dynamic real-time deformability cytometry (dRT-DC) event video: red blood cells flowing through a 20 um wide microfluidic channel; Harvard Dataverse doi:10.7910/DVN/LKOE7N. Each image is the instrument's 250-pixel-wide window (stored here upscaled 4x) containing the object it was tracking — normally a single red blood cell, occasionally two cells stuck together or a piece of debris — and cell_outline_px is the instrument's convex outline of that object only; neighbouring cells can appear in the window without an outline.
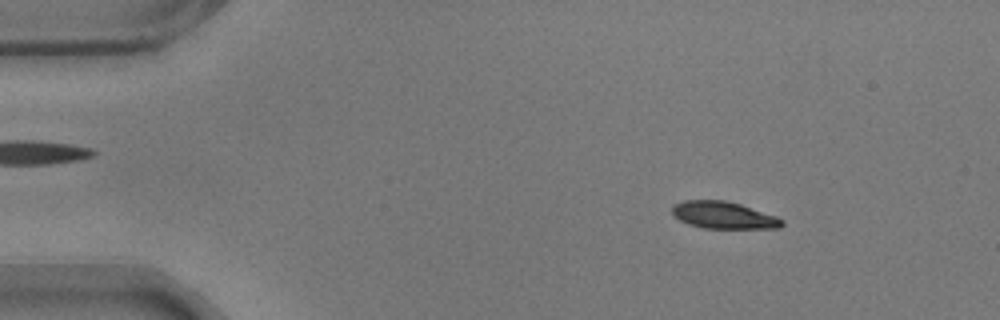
{"species": "common noctule bat (a hibernating species)", "species_latin": "Nyctalus noctula", "temperature_condition": "warm", "stored_images_in_passage": 57, "camera_frame_rate_fps": 3000, "um_per_image_px": 0.085, "animal": {"sex": "male", "body_mass_g": 17.9}, "frame": {"image": 1, "passage_image": 8, "time_ms": 2.333, "image_size_px": [1000, 320], "cell_outline_px": [[784, 224], [780, 228], [704, 228], [688, 224], [672, 216], [672, 204], [684, 200], [724, 200], [740, 204], [776, 216], [784, 220]], "centroid_in_image_um": [61.47, 18.29], "position_along_channel_um": 23.5, "area_um2": 17.4}}
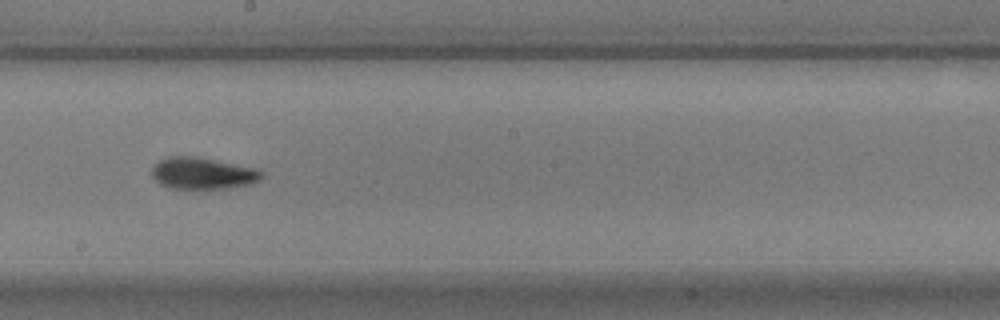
{"frame": {"image": 2, "passage_image": 32, "time_ms": 10.333, "image_size_px": [1000, 320], "cell_outline_px": [[264, 176], [260, 180], [252, 184], [228, 188], [168, 188], [160, 184], [152, 176], [152, 168], [160, 160], [168, 156], [196, 156], [256, 168], [264, 172]], "centroid_in_image_um": [17.26, 14.73], "position_along_channel_um": 230.9, "area_um2": 20.35}}
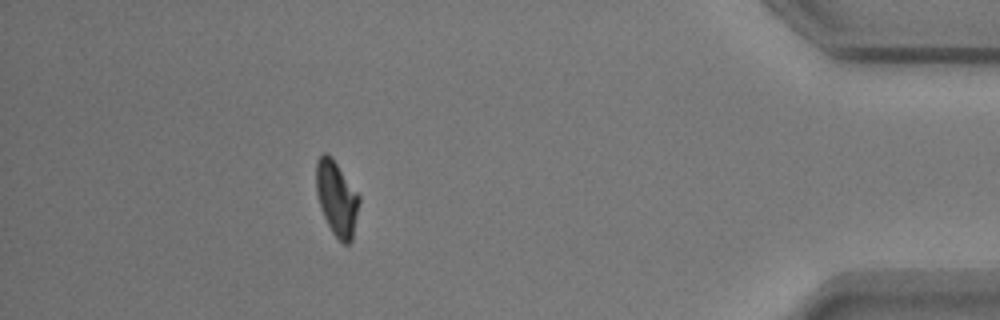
{"frame": {"image": 3, "passage_image": 51, "time_ms": 16.667, "image_size_px": [1000, 320], "cell_outline_px": [[360, 200], [352, 240], [348, 244], [344, 244], [332, 232], [320, 208], [316, 192], [316, 160], [324, 152], [328, 152], [332, 156], [360, 196]], "centroid_in_image_um": [28.61, 16.82], "position_along_channel_um": 406.6, "area_um2": 18.79}, "authors_computed_cell_mechanics": {"area_um2": 18.8428, "velocity_mm_per_s": 3.5412, "shape_relaxation_time_tau1_ms": 3.4465, "shape_relaxation_time_tau2_ms": 1.5207, "deformation_change_tau1": 0.1673, "deformation_change_tau2": 0.067}}